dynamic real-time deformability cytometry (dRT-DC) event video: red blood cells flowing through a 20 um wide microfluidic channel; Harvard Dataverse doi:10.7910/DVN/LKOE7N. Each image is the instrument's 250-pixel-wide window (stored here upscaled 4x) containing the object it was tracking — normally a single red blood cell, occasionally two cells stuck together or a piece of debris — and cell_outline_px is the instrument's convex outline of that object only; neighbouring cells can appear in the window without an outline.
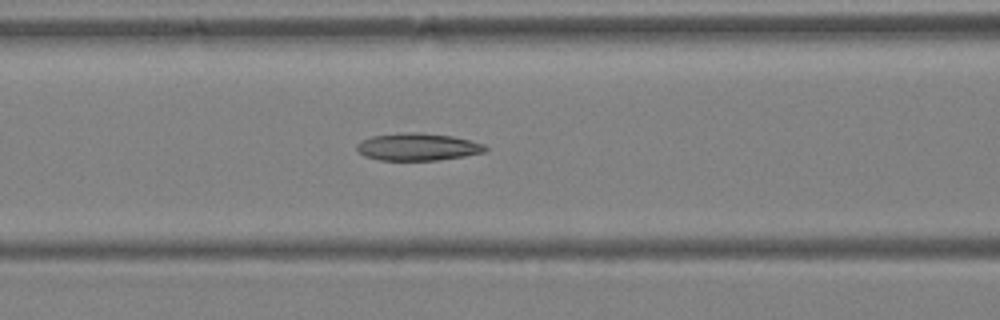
{"species": "Egyptian fruit bat (a non-hibernating species)", "species_latin": "Rousettus aegyptiacus", "temperature_condition": "warm", "stored_images_in_passage": 41, "camera_frame_rate_fps": 3000, "um_per_image_px": 0.085, "animal": {"sex": "female"}, "frame": {"image": 1, "passage_image": 17, "time_ms": 5.333, "image_size_px": [1000, 320], "cell_outline_px": [[488, 148], [484, 152], [464, 156], [436, 160], [380, 160], [364, 156], [356, 148], [356, 144], [372, 136], [404, 132], [420, 132], [452, 136], [484, 144]], "centroid_in_image_um": [35.5, 12.48], "position_along_channel_um": 131.1, "area_um2": 20.35}}
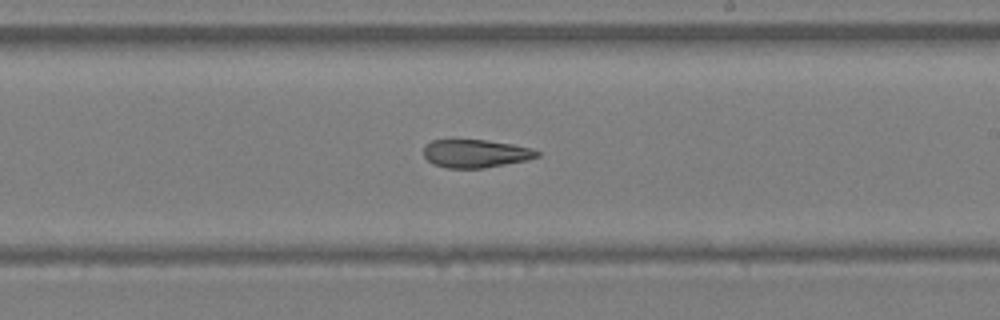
{"frame": {"image": 2, "passage_image": 24, "time_ms": 7.667, "image_size_px": [1000, 320], "cell_outline_px": [[540, 156], [528, 160], [484, 168], [444, 168], [432, 164], [424, 156], [424, 144], [432, 140], [484, 140], [512, 144], [532, 148], [540, 152]], "centroid_in_image_um": [40.42, 13.06], "position_along_channel_um": 248.6, "area_um2": 18.73}}
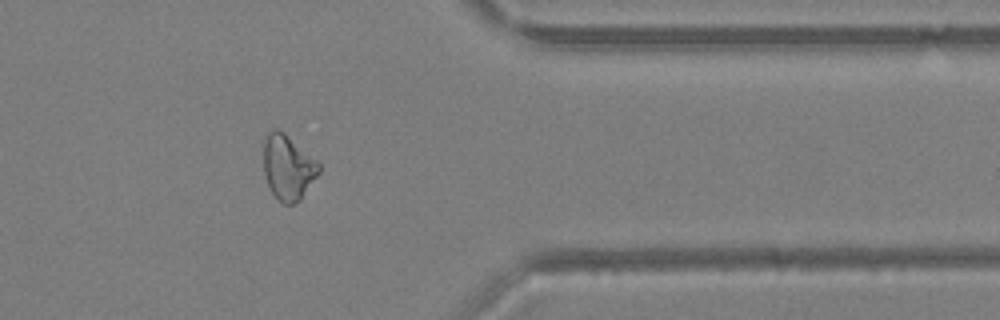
{"frame": {"image": 3, "passage_image": 33, "time_ms": 10.667, "image_size_px": [1000, 320], "cell_outline_px": [[320, 172], [300, 200], [292, 204], [284, 204], [272, 192], [268, 184], [264, 172], [264, 140], [268, 132], [272, 128], [276, 128], [284, 132], [316, 160], [320, 164]], "centroid_in_image_um": [24.48, 14.2], "position_along_channel_um": 386.9, "area_um2": 20.75}}